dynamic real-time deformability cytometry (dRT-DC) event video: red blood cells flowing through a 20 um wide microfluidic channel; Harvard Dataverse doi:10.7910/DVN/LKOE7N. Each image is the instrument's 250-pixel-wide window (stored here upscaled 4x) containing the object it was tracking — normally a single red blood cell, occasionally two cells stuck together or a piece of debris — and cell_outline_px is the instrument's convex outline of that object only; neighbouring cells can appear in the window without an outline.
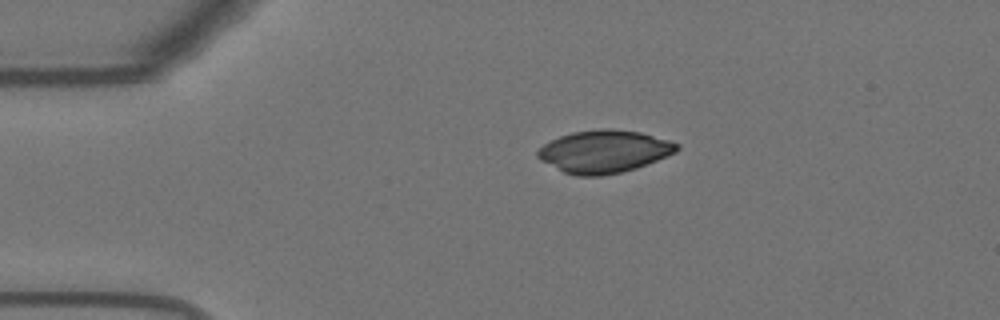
{"species": "Egyptian fruit bat (a non-hibernating species)", "species_latin": "Rousettus aegyptiacus", "temperature_condition": "warm", "stored_images_in_passage": 40, "camera_frame_rate_fps": 3000, "um_per_image_px": 0.085, "animal": {"sex": "female"}, "frame": {"image": 1, "passage_image": 1, "time_ms": 0.0, "image_size_px": [1000, 320], "cell_outline_px": [[680, 148], [676, 152], [636, 168], [604, 176], [576, 176], [564, 172], [540, 160], [536, 156], [536, 152], [544, 144], [560, 136], [572, 132], [600, 128], [612, 128], [640, 132], [668, 140], [680, 144]], "centroid_in_image_um": [51.34, 12.87], "position_along_channel_um": 33.7, "area_um2": 34.51}}
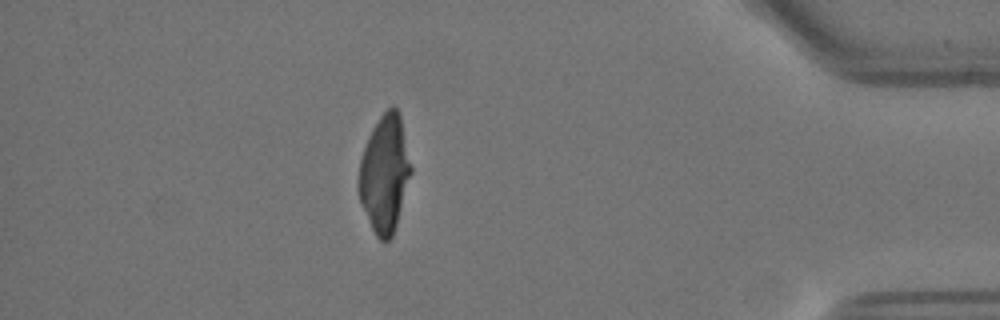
{"frame": {"image": 2, "passage_image": 38, "time_ms": 12.333, "image_size_px": [1000, 320], "cell_outline_px": [[412, 172], [396, 224], [392, 236], [384, 244], [376, 236], [360, 204], [356, 184], [360, 160], [364, 148], [372, 128], [380, 116], [392, 104], [396, 108], [400, 116], [412, 168]], "centroid_in_image_um": [32.67, 14.79], "position_along_channel_um": 402.5, "area_um2": 35.72}}